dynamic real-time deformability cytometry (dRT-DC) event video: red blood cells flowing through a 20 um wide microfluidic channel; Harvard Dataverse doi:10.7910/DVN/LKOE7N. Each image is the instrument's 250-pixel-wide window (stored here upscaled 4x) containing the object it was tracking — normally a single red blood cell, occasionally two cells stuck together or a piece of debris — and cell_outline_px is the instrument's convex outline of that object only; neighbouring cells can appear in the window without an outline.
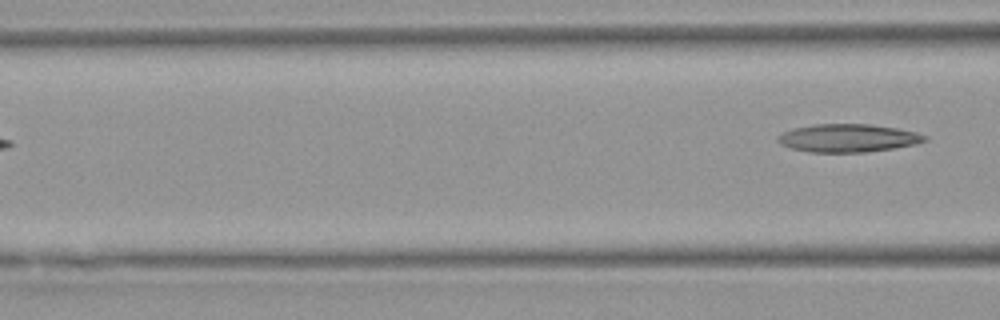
{"species": "Egyptian fruit bat (a non-hibernating species)", "species_latin": "Rousettus aegyptiacus", "temperature_condition": "warm", "stored_images_in_passage": 6, "segment_of_instrument_passage": [2, 2], "camera_frame_rate_fps": 3000, "um_per_image_px": 0.085, "animal": {"sex": "female"}, "frame": {"image": 1, "passage_image": 6, "time_ms": 6.0, "image_size_px": [1000, 320], "cell_outline_px": [[928, 140], [916, 144], [892, 148], [864, 152], [808, 152], [792, 148], [780, 144], [776, 140], [776, 136], [792, 128], [812, 124], [872, 124], [896, 128], [916, 132], [928, 136]], "centroid_in_image_um": [72.06, 11.73], "position_along_channel_um": 94.5, "area_um2": 24.1}}